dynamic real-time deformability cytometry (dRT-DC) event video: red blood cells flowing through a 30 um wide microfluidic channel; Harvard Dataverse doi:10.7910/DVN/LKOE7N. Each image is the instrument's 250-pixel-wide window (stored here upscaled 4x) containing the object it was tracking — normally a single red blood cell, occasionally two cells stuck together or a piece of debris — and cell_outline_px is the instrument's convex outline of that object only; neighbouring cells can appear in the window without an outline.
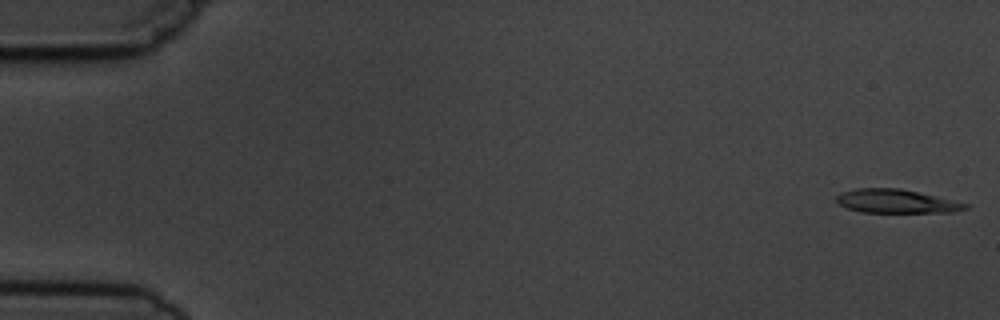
{"species": "common noctule bat (a hibernating species)", "species_latin": "Nyctalus noctula", "temperature_condition": "cold", "stored_images_in_passage": 9, "camera_frame_rate_fps": 3000, "um_per_image_px": 0.085, "animal": {"sex": "male", "body_mass_g": 19.5, "forearm_length_mm": 54.6}, "frame": {"image": 1, "passage_image": 1, "time_ms": 0.0, "image_size_px": [1000, 320], "cell_outline_px": [[968, 208], [952, 212], [860, 212], [848, 208], [840, 204], [836, 200], [836, 196], [840, 192], [856, 188], [900, 188], [968, 204]], "centroid_in_image_um": [76.12, 17.1], "position_along_channel_um": 8.9, "area_um2": 17.51}}
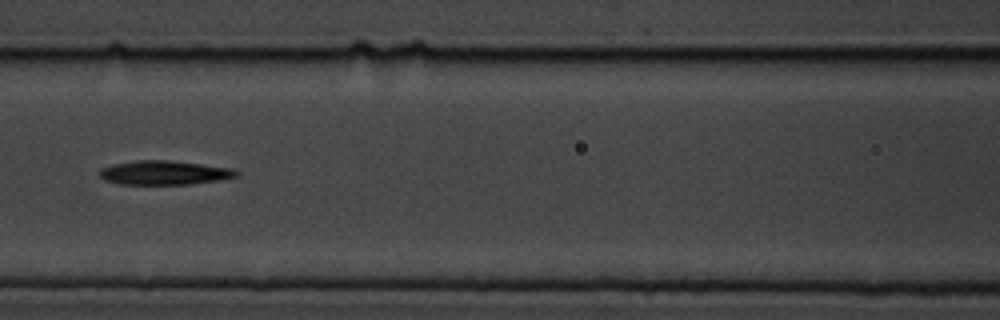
{"frame": {"image": 2, "passage_image": 7, "time_ms": 7.667, "image_size_px": [1000, 320], "cell_outline_px": [[240, 176], [220, 180], [188, 184], [120, 184], [104, 180], [96, 172], [100, 168], [112, 164], [136, 160], [168, 160], [236, 168], [240, 172]], "centroid_in_image_um": [13.98, 14.67], "position_along_channel_um": 152.6, "area_um2": 19.54}}
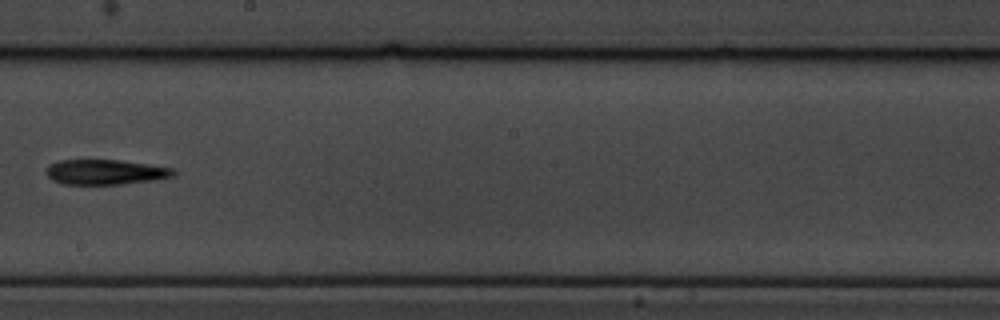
{"frame": {"image": 3, "passage_image": 9, "time_ms": 10.0, "image_size_px": [1000, 320], "cell_outline_px": [[180, 172], [172, 176], [156, 180], [124, 184], [64, 184], [52, 180], [48, 176], [48, 164], [56, 160], [120, 160], [172, 168]], "centroid_in_image_um": [8.99, 14.62], "position_along_channel_um": 239.2, "area_um2": 18.61}}